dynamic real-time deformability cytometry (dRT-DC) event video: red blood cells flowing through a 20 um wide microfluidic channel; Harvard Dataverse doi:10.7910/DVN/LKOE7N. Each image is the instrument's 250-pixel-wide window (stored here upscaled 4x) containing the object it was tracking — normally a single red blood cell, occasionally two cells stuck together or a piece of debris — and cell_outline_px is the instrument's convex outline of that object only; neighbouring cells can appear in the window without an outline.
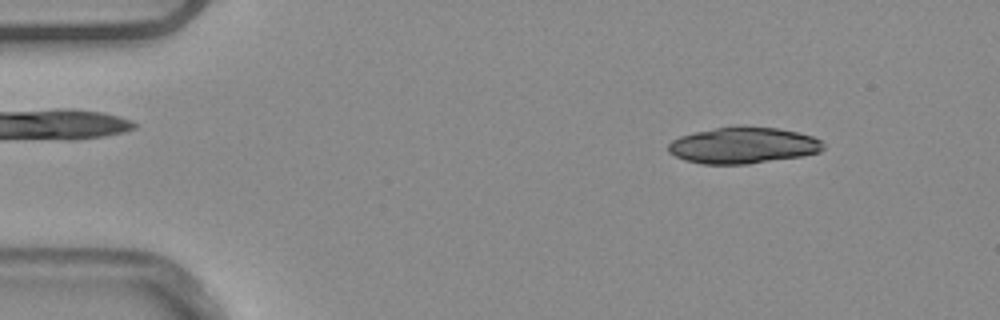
{"species": "common noctule bat (a hibernating species)", "species_latin": "Nyctalus noctula", "temperature_condition": "warm", "stored_images_in_passage": 25, "camera_frame_rate_fps": 3000, "um_per_image_px": 0.085, "animal": {"sex": "male", "body_mass_g": 20.4}, "frame": {"image": 1, "passage_image": 6, "time_ms": 1.667, "image_size_px": [1000, 320], "cell_outline_px": [[824, 148], [820, 152], [804, 156], [748, 164], [700, 164], [684, 160], [668, 152], [668, 144], [672, 140], [680, 136], [696, 132], [716, 128], [780, 128], [812, 136], [820, 140], [824, 144]], "centroid_in_image_um": [63.17, 12.39], "position_along_channel_um": 21.8, "area_um2": 32.37}}